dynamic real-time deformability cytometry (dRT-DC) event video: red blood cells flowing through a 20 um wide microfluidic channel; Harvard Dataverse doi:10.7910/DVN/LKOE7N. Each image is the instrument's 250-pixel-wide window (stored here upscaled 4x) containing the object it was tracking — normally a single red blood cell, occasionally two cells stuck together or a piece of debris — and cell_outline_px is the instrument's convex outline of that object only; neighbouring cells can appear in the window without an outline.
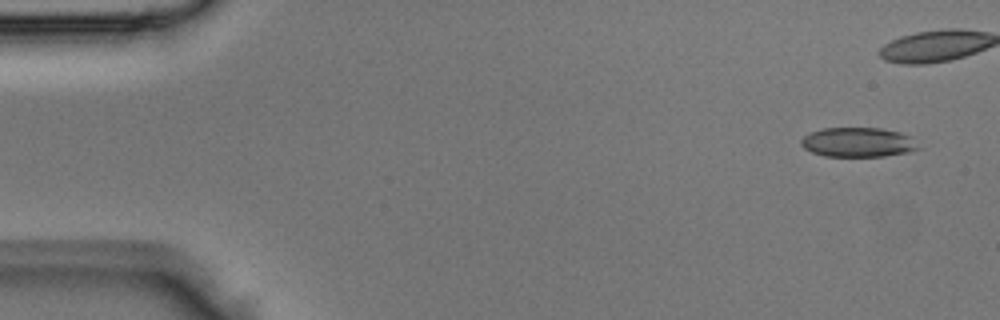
{"species": "Egyptian fruit bat (a non-hibernating species)", "species_latin": "Rousettus aegyptiacus", "temperature_condition": "room temperature", "stored_images_in_passage": 5, "camera_frame_rate_fps": 3000, "um_per_image_px": 0.085, "animal": {"sex": "male"}, "frame": {"image": 1, "passage_image": 1, "time_ms": 0.0, "image_size_px": [1000, 320], "cell_outline_px": [[924, 148], [908, 152], [884, 156], [824, 156], [812, 152], [804, 148], [800, 144], [800, 140], [804, 136], [812, 132], [824, 128], [880, 128], [900, 132], [908, 136]], "centroid_in_image_um": [72.95, 12.1], "position_along_channel_um": 12.0, "area_um2": 20.17}}
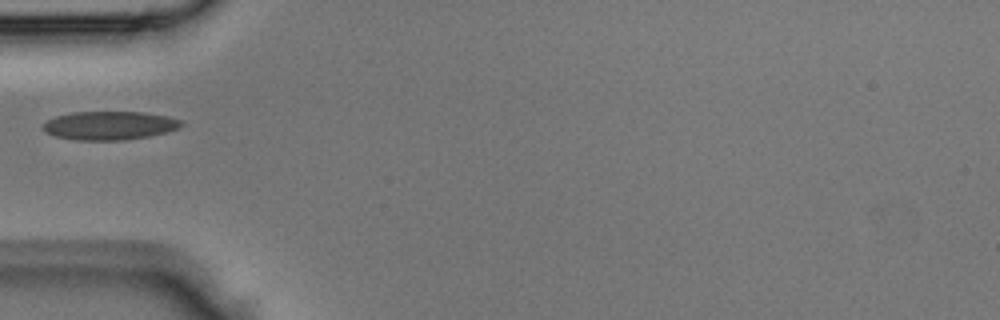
{"frame": {"image": 2, "passage_image": 5, "time_ms": 1.333, "image_size_px": [1000, 320], "cell_outline_px": [[184, 124], [180, 128], [148, 136], [124, 140], [76, 140], [56, 136], [44, 132], [40, 128], [48, 120], [56, 116], [72, 112], [144, 112], [168, 116], [180, 120]], "centroid_in_image_um": [9.29, 10.66], "position_along_channel_um": 75.7, "area_um2": 23.0}}